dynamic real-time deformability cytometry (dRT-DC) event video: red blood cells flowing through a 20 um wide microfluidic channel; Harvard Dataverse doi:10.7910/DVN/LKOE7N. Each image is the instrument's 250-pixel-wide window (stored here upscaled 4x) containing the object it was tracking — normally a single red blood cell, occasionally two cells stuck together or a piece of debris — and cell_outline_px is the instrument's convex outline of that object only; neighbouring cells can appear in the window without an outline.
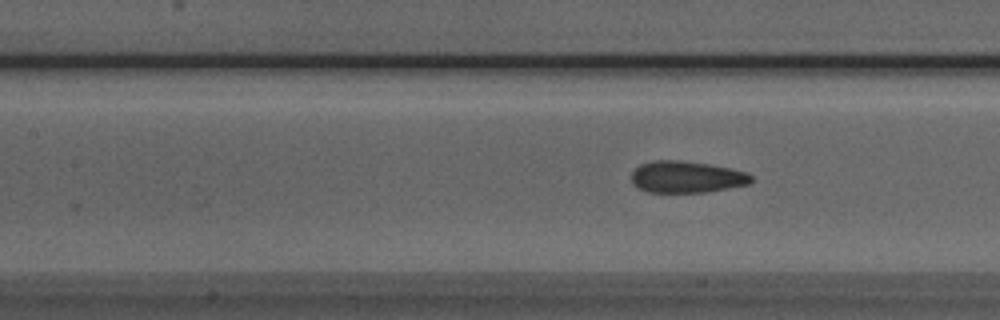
{"species": "Egyptian fruit bat (a non-hibernating species)", "species_latin": "Rousettus aegyptiacus", "temperature_condition": "room temperature", "stored_images_in_passage": 6, "camera_frame_rate_fps": 3000, "um_per_image_px": 0.085, "animal": {"sex": "male"}, "frame": {"image": 1, "passage_image": 6, "time_ms": 5.667, "image_size_px": [1000, 320], "cell_outline_px": [[752, 180], [748, 184], [708, 192], [648, 192], [632, 184], [632, 172], [640, 164], [652, 160], [680, 160], [708, 164], [748, 172], [752, 176]], "centroid_in_image_um": [58.34, 15.04], "position_along_channel_um": 149.1, "area_um2": 22.08}}